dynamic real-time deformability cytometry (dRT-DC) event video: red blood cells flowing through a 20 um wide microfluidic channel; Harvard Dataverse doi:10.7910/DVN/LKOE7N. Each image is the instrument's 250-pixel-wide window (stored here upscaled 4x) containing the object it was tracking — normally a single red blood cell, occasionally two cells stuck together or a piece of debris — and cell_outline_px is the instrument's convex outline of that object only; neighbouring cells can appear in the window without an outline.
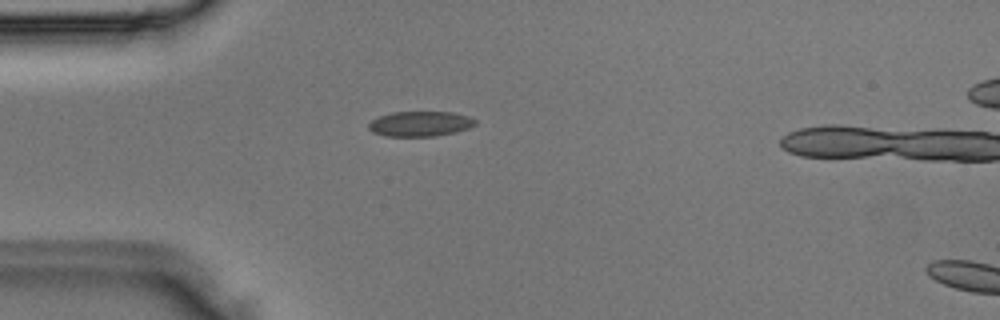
{"species": "Egyptian fruit bat (a non-hibernating species)", "species_latin": "Rousettus aegyptiacus", "temperature_condition": "room temperature", "stored_images_in_passage": 4, "camera_frame_rate_fps": 3000, "um_per_image_px": 0.085, "animal": {"sex": "male"}, "frame": {"image": 1, "passage_image": 3, "time_ms": 0.667, "image_size_px": [1000, 320], "cell_outline_px": [[476, 124], [468, 128], [456, 132], [436, 136], [384, 136], [372, 132], [368, 128], [368, 124], [372, 120], [380, 116], [392, 112], [452, 112], [468, 116], [476, 120]], "centroid_in_image_um": [35.71, 10.53], "position_along_channel_um": 49.3, "area_um2": 15.61}}